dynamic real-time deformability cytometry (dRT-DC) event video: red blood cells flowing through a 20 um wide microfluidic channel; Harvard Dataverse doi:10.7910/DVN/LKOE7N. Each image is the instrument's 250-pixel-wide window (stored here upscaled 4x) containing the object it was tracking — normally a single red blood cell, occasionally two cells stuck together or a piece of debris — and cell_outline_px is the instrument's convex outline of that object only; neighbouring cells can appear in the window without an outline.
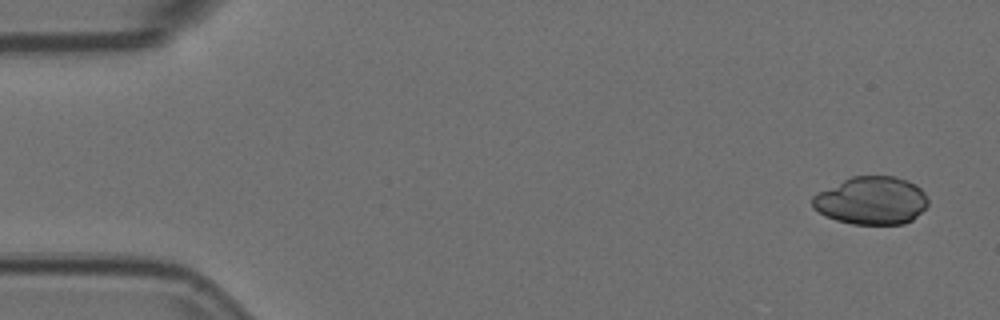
{"species": "Egyptian fruit bat (a non-hibernating species)", "species_latin": "Rousettus aegyptiacus", "temperature_condition": "room temperature", "stored_images_in_passage": 4, "camera_frame_rate_fps": 3000, "um_per_image_px": 0.085, "animal": {"sex": "female"}, "frame": {"image": 1, "passage_image": 1, "time_ms": 0.0, "image_size_px": [1000, 320], "cell_outline_px": [[928, 204], [912, 220], [904, 224], [852, 224], [836, 220], [824, 216], [812, 208], [812, 196], [816, 192], [852, 176], [892, 176], [908, 180], [916, 184], [924, 192], [928, 200]], "centroid_in_image_um": [74.04, 17.05], "position_along_channel_um": 11.0, "area_um2": 32.48}}